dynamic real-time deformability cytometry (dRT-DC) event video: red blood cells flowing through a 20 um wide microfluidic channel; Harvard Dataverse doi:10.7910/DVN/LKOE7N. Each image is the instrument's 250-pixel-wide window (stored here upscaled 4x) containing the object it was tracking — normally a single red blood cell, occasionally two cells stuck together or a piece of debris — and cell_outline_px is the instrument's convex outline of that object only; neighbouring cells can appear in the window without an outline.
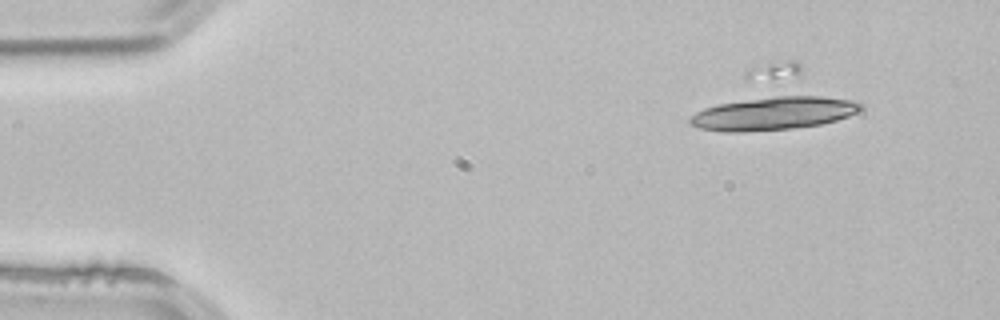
{"species": "common noctule bat (a hibernating species)", "species_latin": "Nyctalus noctula", "temperature_condition": "room temperature", "stored_images_in_passage": 7, "camera_frame_rate_fps": 3000, "um_per_image_px": 0.085, "animal": {"sex": "male", "body_mass_g": 21.5, "forearm_length_mm": 52.0}, "frame": {"image": 1, "passage_image": 1, "time_ms": 0.0, "image_size_px": [1000, 320], "cell_outline_px": [[864, 108], [848, 116], [836, 120], [820, 124], [792, 128], [744, 132], [724, 132], [700, 128], [692, 124], [688, 120], [696, 112], [704, 108], [720, 104], [776, 96], [820, 96], [852, 100], [860, 104]], "centroid_in_image_um": [65.75, 9.65], "position_along_channel_um": 19.2, "area_um2": 32.37}}